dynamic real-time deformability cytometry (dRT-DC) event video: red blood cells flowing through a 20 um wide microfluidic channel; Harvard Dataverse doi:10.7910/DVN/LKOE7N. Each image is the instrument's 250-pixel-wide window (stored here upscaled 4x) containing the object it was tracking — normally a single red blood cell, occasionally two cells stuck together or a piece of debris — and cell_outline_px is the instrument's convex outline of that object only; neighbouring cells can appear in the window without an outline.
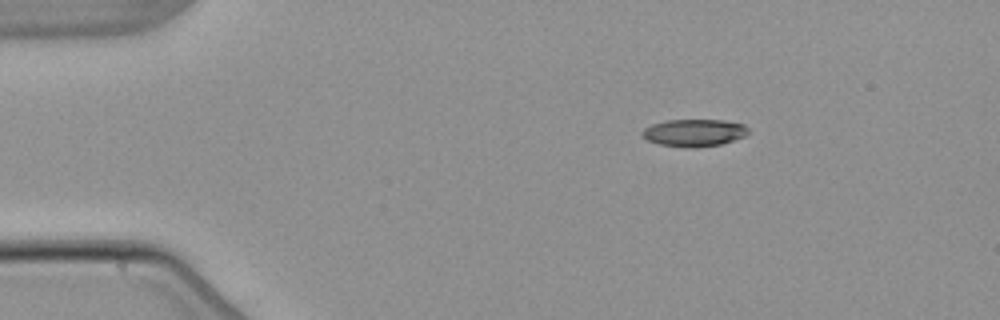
{"species": "common noctule bat (a hibernating species)", "species_latin": "Nyctalus noctula", "temperature_condition": "warm", "stored_images_in_passage": 3, "camera_frame_rate_fps": 3000, "um_per_image_px": 0.085, "animal": {"sex": "male", "body_mass_g": 21.5, "forearm_length_mm": 52.0}, "frame": {"image": 1, "passage_image": 1, "time_ms": 0.0, "image_size_px": [1000, 320], "cell_outline_px": [[748, 132], [744, 136], [720, 144], [696, 148], [688, 148], [660, 144], [648, 140], [640, 136], [640, 132], [644, 128], [652, 124], [668, 120], [724, 120], [744, 124], [748, 128]], "centroid_in_image_um": [58.97, 11.28], "position_along_channel_um": 26.0, "area_um2": 16.88}}